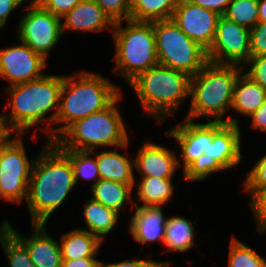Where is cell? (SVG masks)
I'll return each instance as SVG.
<instances>
[{
	"mask_svg": "<svg viewBox=\"0 0 266 267\" xmlns=\"http://www.w3.org/2000/svg\"><path fill=\"white\" fill-rule=\"evenodd\" d=\"M33 164L26 199L32 223H45L76 187L70 158L45 139Z\"/></svg>",
	"mask_w": 266,
	"mask_h": 267,
	"instance_id": "1",
	"label": "cell"
},
{
	"mask_svg": "<svg viewBox=\"0 0 266 267\" xmlns=\"http://www.w3.org/2000/svg\"><path fill=\"white\" fill-rule=\"evenodd\" d=\"M62 83L63 75L45 74L39 79L6 87L10 100L3 109L10 107V112L2 114L9 126L24 135L30 128L38 126L39 129V125L46 122L39 130L45 132L44 139L54 142ZM48 113L52 114L47 116Z\"/></svg>",
	"mask_w": 266,
	"mask_h": 267,
	"instance_id": "2",
	"label": "cell"
},
{
	"mask_svg": "<svg viewBox=\"0 0 266 267\" xmlns=\"http://www.w3.org/2000/svg\"><path fill=\"white\" fill-rule=\"evenodd\" d=\"M120 88L98 73L63 75L55 140L75 121L108 107L122 93Z\"/></svg>",
	"mask_w": 266,
	"mask_h": 267,
	"instance_id": "3",
	"label": "cell"
},
{
	"mask_svg": "<svg viewBox=\"0 0 266 267\" xmlns=\"http://www.w3.org/2000/svg\"><path fill=\"white\" fill-rule=\"evenodd\" d=\"M244 68L238 65L208 62L190 79V107L185 118L195 121L203 116L211 121L241 125L237 117L225 115L231 110L235 82Z\"/></svg>",
	"mask_w": 266,
	"mask_h": 267,
	"instance_id": "4",
	"label": "cell"
},
{
	"mask_svg": "<svg viewBox=\"0 0 266 267\" xmlns=\"http://www.w3.org/2000/svg\"><path fill=\"white\" fill-rule=\"evenodd\" d=\"M190 79L187 73L157 64L128 85L135 92L144 113L162 124L180 109L184 100L190 98Z\"/></svg>",
	"mask_w": 266,
	"mask_h": 267,
	"instance_id": "5",
	"label": "cell"
},
{
	"mask_svg": "<svg viewBox=\"0 0 266 267\" xmlns=\"http://www.w3.org/2000/svg\"><path fill=\"white\" fill-rule=\"evenodd\" d=\"M122 93L105 109L94 112L71 124L54 143L60 149L93 151L122 147L129 142V133L117 104Z\"/></svg>",
	"mask_w": 266,
	"mask_h": 267,
	"instance_id": "6",
	"label": "cell"
},
{
	"mask_svg": "<svg viewBox=\"0 0 266 267\" xmlns=\"http://www.w3.org/2000/svg\"><path fill=\"white\" fill-rule=\"evenodd\" d=\"M111 34L115 44L113 71L128 84L158 64L154 21H120L115 23Z\"/></svg>",
	"mask_w": 266,
	"mask_h": 267,
	"instance_id": "7",
	"label": "cell"
},
{
	"mask_svg": "<svg viewBox=\"0 0 266 267\" xmlns=\"http://www.w3.org/2000/svg\"><path fill=\"white\" fill-rule=\"evenodd\" d=\"M158 64L194 76L207 63V51L190 39L172 19L154 21Z\"/></svg>",
	"mask_w": 266,
	"mask_h": 267,
	"instance_id": "8",
	"label": "cell"
},
{
	"mask_svg": "<svg viewBox=\"0 0 266 267\" xmlns=\"http://www.w3.org/2000/svg\"><path fill=\"white\" fill-rule=\"evenodd\" d=\"M16 135L0 150V200L19 205L26 202L36 156H27L23 134Z\"/></svg>",
	"mask_w": 266,
	"mask_h": 267,
	"instance_id": "9",
	"label": "cell"
},
{
	"mask_svg": "<svg viewBox=\"0 0 266 267\" xmlns=\"http://www.w3.org/2000/svg\"><path fill=\"white\" fill-rule=\"evenodd\" d=\"M24 9L25 13L17 25L16 38L47 60L63 35L61 18L35 0H31Z\"/></svg>",
	"mask_w": 266,
	"mask_h": 267,
	"instance_id": "10",
	"label": "cell"
},
{
	"mask_svg": "<svg viewBox=\"0 0 266 267\" xmlns=\"http://www.w3.org/2000/svg\"><path fill=\"white\" fill-rule=\"evenodd\" d=\"M241 137L239 125L212 121V141L201 158V181L239 165L243 159Z\"/></svg>",
	"mask_w": 266,
	"mask_h": 267,
	"instance_id": "11",
	"label": "cell"
},
{
	"mask_svg": "<svg viewBox=\"0 0 266 267\" xmlns=\"http://www.w3.org/2000/svg\"><path fill=\"white\" fill-rule=\"evenodd\" d=\"M184 123L170 128L164 134L179 143L183 160V173L187 181H201V158L207 151L208 142L212 141V121L195 123L184 118Z\"/></svg>",
	"mask_w": 266,
	"mask_h": 267,
	"instance_id": "12",
	"label": "cell"
},
{
	"mask_svg": "<svg viewBox=\"0 0 266 267\" xmlns=\"http://www.w3.org/2000/svg\"><path fill=\"white\" fill-rule=\"evenodd\" d=\"M207 58L214 64L243 67L250 58V29L220 16Z\"/></svg>",
	"mask_w": 266,
	"mask_h": 267,
	"instance_id": "13",
	"label": "cell"
},
{
	"mask_svg": "<svg viewBox=\"0 0 266 267\" xmlns=\"http://www.w3.org/2000/svg\"><path fill=\"white\" fill-rule=\"evenodd\" d=\"M47 60L20 41L11 47L0 49V78L13 86L39 79L45 75Z\"/></svg>",
	"mask_w": 266,
	"mask_h": 267,
	"instance_id": "14",
	"label": "cell"
},
{
	"mask_svg": "<svg viewBox=\"0 0 266 267\" xmlns=\"http://www.w3.org/2000/svg\"><path fill=\"white\" fill-rule=\"evenodd\" d=\"M220 16L187 0H179L171 19L190 39L208 51L214 41Z\"/></svg>",
	"mask_w": 266,
	"mask_h": 267,
	"instance_id": "15",
	"label": "cell"
},
{
	"mask_svg": "<svg viewBox=\"0 0 266 267\" xmlns=\"http://www.w3.org/2000/svg\"><path fill=\"white\" fill-rule=\"evenodd\" d=\"M181 162L178 154L169 147L152 141H144L134 158V168L141 177L167 179L173 178L174 173L182 167Z\"/></svg>",
	"mask_w": 266,
	"mask_h": 267,
	"instance_id": "16",
	"label": "cell"
},
{
	"mask_svg": "<svg viewBox=\"0 0 266 267\" xmlns=\"http://www.w3.org/2000/svg\"><path fill=\"white\" fill-rule=\"evenodd\" d=\"M31 236L24 237L9 223L7 230L27 249L36 267H61V247L57 240L49 236L45 223H32Z\"/></svg>",
	"mask_w": 266,
	"mask_h": 267,
	"instance_id": "17",
	"label": "cell"
},
{
	"mask_svg": "<svg viewBox=\"0 0 266 267\" xmlns=\"http://www.w3.org/2000/svg\"><path fill=\"white\" fill-rule=\"evenodd\" d=\"M132 208L135 211L128 226L132 238L143 245L155 242H161L163 245L167 217L162 207L141 206L136 203Z\"/></svg>",
	"mask_w": 266,
	"mask_h": 267,
	"instance_id": "18",
	"label": "cell"
},
{
	"mask_svg": "<svg viewBox=\"0 0 266 267\" xmlns=\"http://www.w3.org/2000/svg\"><path fill=\"white\" fill-rule=\"evenodd\" d=\"M62 33L68 30L83 33H100L105 29L113 31L115 23L94 0H82L61 17Z\"/></svg>",
	"mask_w": 266,
	"mask_h": 267,
	"instance_id": "19",
	"label": "cell"
},
{
	"mask_svg": "<svg viewBox=\"0 0 266 267\" xmlns=\"http://www.w3.org/2000/svg\"><path fill=\"white\" fill-rule=\"evenodd\" d=\"M129 142L122 147H116V150H104L101 153L93 150L98 162V172L100 179L111 180L123 184H135L134 159H128V155H123L118 149L126 150ZM132 160V161H131Z\"/></svg>",
	"mask_w": 266,
	"mask_h": 267,
	"instance_id": "20",
	"label": "cell"
},
{
	"mask_svg": "<svg viewBox=\"0 0 266 267\" xmlns=\"http://www.w3.org/2000/svg\"><path fill=\"white\" fill-rule=\"evenodd\" d=\"M266 100V90L241 72L235 82L231 111L249 117Z\"/></svg>",
	"mask_w": 266,
	"mask_h": 267,
	"instance_id": "21",
	"label": "cell"
},
{
	"mask_svg": "<svg viewBox=\"0 0 266 267\" xmlns=\"http://www.w3.org/2000/svg\"><path fill=\"white\" fill-rule=\"evenodd\" d=\"M102 241L95 235L78 227L61 235L59 241L62 259L74 260L96 257Z\"/></svg>",
	"mask_w": 266,
	"mask_h": 267,
	"instance_id": "22",
	"label": "cell"
},
{
	"mask_svg": "<svg viewBox=\"0 0 266 267\" xmlns=\"http://www.w3.org/2000/svg\"><path fill=\"white\" fill-rule=\"evenodd\" d=\"M134 185L99 179L94 186L90 187L91 198L121 214L122 209L127 206L125 204L134 206V198H132Z\"/></svg>",
	"mask_w": 266,
	"mask_h": 267,
	"instance_id": "23",
	"label": "cell"
},
{
	"mask_svg": "<svg viewBox=\"0 0 266 267\" xmlns=\"http://www.w3.org/2000/svg\"><path fill=\"white\" fill-rule=\"evenodd\" d=\"M119 214L117 211L107 208L90 197L83 211L84 222L88 228L79 229L88 231L103 242L106 235L111 233L117 225Z\"/></svg>",
	"mask_w": 266,
	"mask_h": 267,
	"instance_id": "24",
	"label": "cell"
},
{
	"mask_svg": "<svg viewBox=\"0 0 266 267\" xmlns=\"http://www.w3.org/2000/svg\"><path fill=\"white\" fill-rule=\"evenodd\" d=\"M174 184L172 178L162 179L158 177H141L138 185L133 186L138 189L135 193L134 204L139 198L142 206H159L162 207L171 201L174 193ZM137 197V198H136Z\"/></svg>",
	"mask_w": 266,
	"mask_h": 267,
	"instance_id": "25",
	"label": "cell"
},
{
	"mask_svg": "<svg viewBox=\"0 0 266 267\" xmlns=\"http://www.w3.org/2000/svg\"><path fill=\"white\" fill-rule=\"evenodd\" d=\"M195 223L186 217L172 216L167 218L165 240L163 245L167 248L166 252L186 253L194 246Z\"/></svg>",
	"mask_w": 266,
	"mask_h": 267,
	"instance_id": "26",
	"label": "cell"
},
{
	"mask_svg": "<svg viewBox=\"0 0 266 267\" xmlns=\"http://www.w3.org/2000/svg\"><path fill=\"white\" fill-rule=\"evenodd\" d=\"M179 0H130V19L153 22L171 19Z\"/></svg>",
	"mask_w": 266,
	"mask_h": 267,
	"instance_id": "27",
	"label": "cell"
},
{
	"mask_svg": "<svg viewBox=\"0 0 266 267\" xmlns=\"http://www.w3.org/2000/svg\"><path fill=\"white\" fill-rule=\"evenodd\" d=\"M69 158L70 164L72 166L75 184H78L80 178L86 181H93L91 187L94 186L100 179L98 172V162L97 158H92L94 156L92 151H79V150H69L61 149Z\"/></svg>",
	"mask_w": 266,
	"mask_h": 267,
	"instance_id": "28",
	"label": "cell"
},
{
	"mask_svg": "<svg viewBox=\"0 0 266 267\" xmlns=\"http://www.w3.org/2000/svg\"><path fill=\"white\" fill-rule=\"evenodd\" d=\"M8 220H4L0 225V245L9 267H36L31 261L27 249L7 230Z\"/></svg>",
	"mask_w": 266,
	"mask_h": 267,
	"instance_id": "29",
	"label": "cell"
},
{
	"mask_svg": "<svg viewBox=\"0 0 266 267\" xmlns=\"http://www.w3.org/2000/svg\"><path fill=\"white\" fill-rule=\"evenodd\" d=\"M258 6L259 0H232L222 16L251 30L259 22Z\"/></svg>",
	"mask_w": 266,
	"mask_h": 267,
	"instance_id": "30",
	"label": "cell"
},
{
	"mask_svg": "<svg viewBox=\"0 0 266 267\" xmlns=\"http://www.w3.org/2000/svg\"><path fill=\"white\" fill-rule=\"evenodd\" d=\"M227 267H266V260L256 250L231 237Z\"/></svg>",
	"mask_w": 266,
	"mask_h": 267,
	"instance_id": "31",
	"label": "cell"
},
{
	"mask_svg": "<svg viewBox=\"0 0 266 267\" xmlns=\"http://www.w3.org/2000/svg\"><path fill=\"white\" fill-rule=\"evenodd\" d=\"M243 183V191L250 197L256 191L266 188V154L255 161Z\"/></svg>",
	"mask_w": 266,
	"mask_h": 267,
	"instance_id": "32",
	"label": "cell"
},
{
	"mask_svg": "<svg viewBox=\"0 0 266 267\" xmlns=\"http://www.w3.org/2000/svg\"><path fill=\"white\" fill-rule=\"evenodd\" d=\"M114 22L130 20V0H94Z\"/></svg>",
	"mask_w": 266,
	"mask_h": 267,
	"instance_id": "33",
	"label": "cell"
},
{
	"mask_svg": "<svg viewBox=\"0 0 266 267\" xmlns=\"http://www.w3.org/2000/svg\"><path fill=\"white\" fill-rule=\"evenodd\" d=\"M249 200L256 220V232L263 235L264 232L266 233V188L256 191Z\"/></svg>",
	"mask_w": 266,
	"mask_h": 267,
	"instance_id": "34",
	"label": "cell"
},
{
	"mask_svg": "<svg viewBox=\"0 0 266 267\" xmlns=\"http://www.w3.org/2000/svg\"><path fill=\"white\" fill-rule=\"evenodd\" d=\"M245 66L249 70L244 73L266 90V55L250 56L243 65V68L246 69Z\"/></svg>",
	"mask_w": 266,
	"mask_h": 267,
	"instance_id": "35",
	"label": "cell"
},
{
	"mask_svg": "<svg viewBox=\"0 0 266 267\" xmlns=\"http://www.w3.org/2000/svg\"><path fill=\"white\" fill-rule=\"evenodd\" d=\"M266 55V22H258L250 30V56Z\"/></svg>",
	"mask_w": 266,
	"mask_h": 267,
	"instance_id": "36",
	"label": "cell"
},
{
	"mask_svg": "<svg viewBox=\"0 0 266 267\" xmlns=\"http://www.w3.org/2000/svg\"><path fill=\"white\" fill-rule=\"evenodd\" d=\"M53 15L63 17L82 0H35Z\"/></svg>",
	"mask_w": 266,
	"mask_h": 267,
	"instance_id": "37",
	"label": "cell"
},
{
	"mask_svg": "<svg viewBox=\"0 0 266 267\" xmlns=\"http://www.w3.org/2000/svg\"><path fill=\"white\" fill-rule=\"evenodd\" d=\"M26 0H0V30L5 29L11 13L24 4Z\"/></svg>",
	"mask_w": 266,
	"mask_h": 267,
	"instance_id": "38",
	"label": "cell"
},
{
	"mask_svg": "<svg viewBox=\"0 0 266 267\" xmlns=\"http://www.w3.org/2000/svg\"><path fill=\"white\" fill-rule=\"evenodd\" d=\"M158 261H154L151 259H126L124 261H118V262H113V263H105L104 261H101L100 267H154L155 264Z\"/></svg>",
	"mask_w": 266,
	"mask_h": 267,
	"instance_id": "39",
	"label": "cell"
},
{
	"mask_svg": "<svg viewBox=\"0 0 266 267\" xmlns=\"http://www.w3.org/2000/svg\"><path fill=\"white\" fill-rule=\"evenodd\" d=\"M190 3L201 6L205 9H209L217 12L219 15H223L232 0H187Z\"/></svg>",
	"mask_w": 266,
	"mask_h": 267,
	"instance_id": "40",
	"label": "cell"
},
{
	"mask_svg": "<svg viewBox=\"0 0 266 267\" xmlns=\"http://www.w3.org/2000/svg\"><path fill=\"white\" fill-rule=\"evenodd\" d=\"M249 118L252 129L266 133V100Z\"/></svg>",
	"mask_w": 266,
	"mask_h": 267,
	"instance_id": "41",
	"label": "cell"
},
{
	"mask_svg": "<svg viewBox=\"0 0 266 267\" xmlns=\"http://www.w3.org/2000/svg\"><path fill=\"white\" fill-rule=\"evenodd\" d=\"M101 260L95 257H85L74 260L62 259L61 267H100Z\"/></svg>",
	"mask_w": 266,
	"mask_h": 267,
	"instance_id": "42",
	"label": "cell"
},
{
	"mask_svg": "<svg viewBox=\"0 0 266 267\" xmlns=\"http://www.w3.org/2000/svg\"><path fill=\"white\" fill-rule=\"evenodd\" d=\"M16 133L8 124L7 120L0 114V150L12 139Z\"/></svg>",
	"mask_w": 266,
	"mask_h": 267,
	"instance_id": "43",
	"label": "cell"
},
{
	"mask_svg": "<svg viewBox=\"0 0 266 267\" xmlns=\"http://www.w3.org/2000/svg\"><path fill=\"white\" fill-rule=\"evenodd\" d=\"M258 18L259 22H266V0H259Z\"/></svg>",
	"mask_w": 266,
	"mask_h": 267,
	"instance_id": "44",
	"label": "cell"
},
{
	"mask_svg": "<svg viewBox=\"0 0 266 267\" xmlns=\"http://www.w3.org/2000/svg\"><path fill=\"white\" fill-rule=\"evenodd\" d=\"M171 261H158L154 267H170Z\"/></svg>",
	"mask_w": 266,
	"mask_h": 267,
	"instance_id": "45",
	"label": "cell"
}]
</instances>
